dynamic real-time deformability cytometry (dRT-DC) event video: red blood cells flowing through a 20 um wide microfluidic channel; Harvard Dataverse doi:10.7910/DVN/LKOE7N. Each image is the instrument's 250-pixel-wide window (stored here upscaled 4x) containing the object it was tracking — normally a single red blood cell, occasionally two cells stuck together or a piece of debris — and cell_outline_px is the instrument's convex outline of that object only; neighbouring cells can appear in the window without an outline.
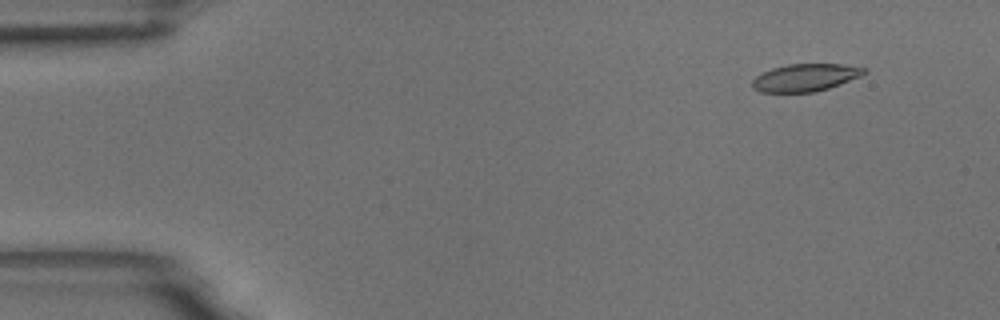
{"species": "common noctule bat (a hibernating species)", "species_latin": "Nyctalus noctula", "temperature_condition": "room temperature", "stored_images_in_passage": 59, "camera_frame_rate_fps": 3000, "um_per_image_px": 0.085, "animal": {"sex": "male", "body_mass_g": 18.8}, "frame": {"image": 1, "passage_image": 6, "time_ms": 1.667, "image_size_px": [1000, 320], "cell_outline_px": [[868, 72], [860, 76], [840, 84], [816, 92], [760, 92], [752, 88], [752, 80], [760, 72], [772, 68], [788, 64], [840, 64], [868, 68]], "centroid_in_image_um": [68.44, 6.59], "position_along_channel_um": 16.6, "area_um2": 18.03}}
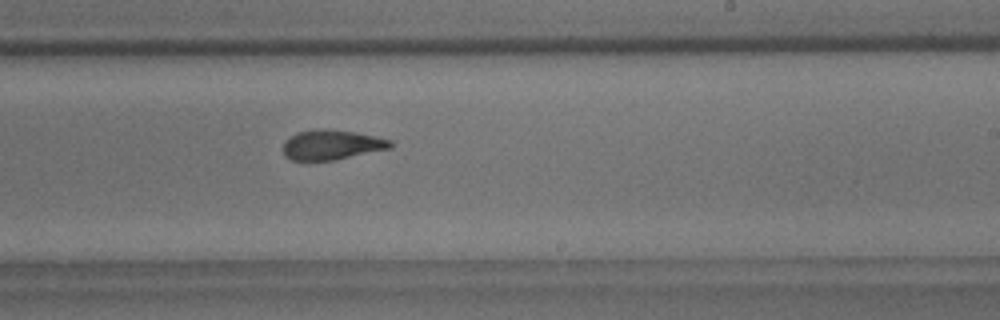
{"frame": {"image": 2, "passage_image": 36, "time_ms": 11.667, "image_size_px": [1000, 320], "cell_outline_px": [[392, 148], [336, 160], [292, 160], [284, 156], [284, 140], [296, 132], [316, 128], [328, 128], [352, 132], [392, 140]], "centroid_in_image_um": [28.17, 12.3], "position_along_channel_um": 260.8, "area_um2": 18.79}}
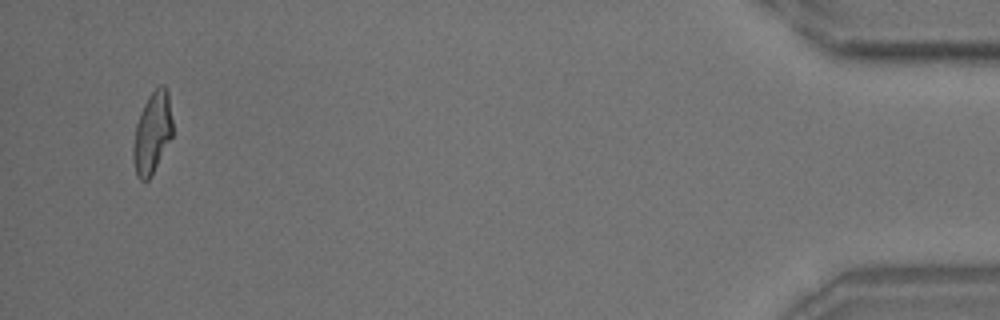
{"frame": {"image": 3, "passage_image": 57, "time_ms": 18.667, "image_size_px": [1000, 320], "cell_outline_px": [[172, 136], [148, 180], [140, 180], [136, 176], [132, 160], [132, 144], [136, 124], [140, 112], [148, 96], [160, 84], [164, 84], [168, 92], [172, 120]], "centroid_in_image_um": [12.91, 11.28], "position_along_channel_um": 422.3, "area_um2": 18.67}, "authors_computed_cell_mechanics": {"area_um2": 19.1896, "velocity_mm_per_s": 3.4419, "shape_relaxation_time_tau1_ms": 5.4305, "shape_relaxation_time_tau2_ms": 2.2732, "deformation_change_tau1": 0.1734, "deformation_change_tau2": 0.1066}}